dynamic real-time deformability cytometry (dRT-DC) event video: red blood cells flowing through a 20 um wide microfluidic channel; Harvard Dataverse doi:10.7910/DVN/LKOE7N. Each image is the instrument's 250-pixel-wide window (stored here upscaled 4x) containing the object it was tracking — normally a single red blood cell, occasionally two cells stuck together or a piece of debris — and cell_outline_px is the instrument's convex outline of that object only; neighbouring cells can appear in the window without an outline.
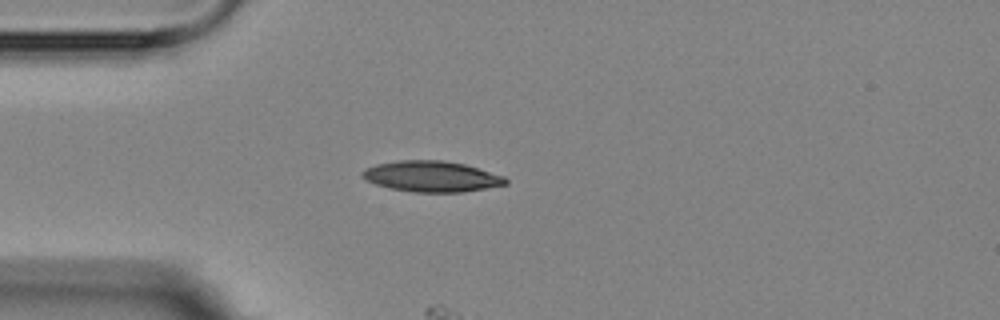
{"species": "Egyptian fruit bat (a non-hibernating species)", "species_latin": "Rousettus aegyptiacus", "temperature_condition": "room temperature", "stored_images_in_passage": 5, "camera_frame_rate_fps": 3000, "um_per_image_px": 0.085, "animal": {"sex": "female"}, "frame": {"image": 1, "passage_image": 3, "time_ms": 2.333, "image_size_px": [1000, 320], "cell_outline_px": [[508, 184], [464, 192], [412, 192], [392, 188], [376, 184], [360, 176], [360, 172], [376, 164], [400, 160], [440, 160], [464, 164], [504, 176], [508, 180]], "centroid_in_image_um": [36.69, 15.0], "position_along_channel_um": 48.3, "area_um2": 25.55}}